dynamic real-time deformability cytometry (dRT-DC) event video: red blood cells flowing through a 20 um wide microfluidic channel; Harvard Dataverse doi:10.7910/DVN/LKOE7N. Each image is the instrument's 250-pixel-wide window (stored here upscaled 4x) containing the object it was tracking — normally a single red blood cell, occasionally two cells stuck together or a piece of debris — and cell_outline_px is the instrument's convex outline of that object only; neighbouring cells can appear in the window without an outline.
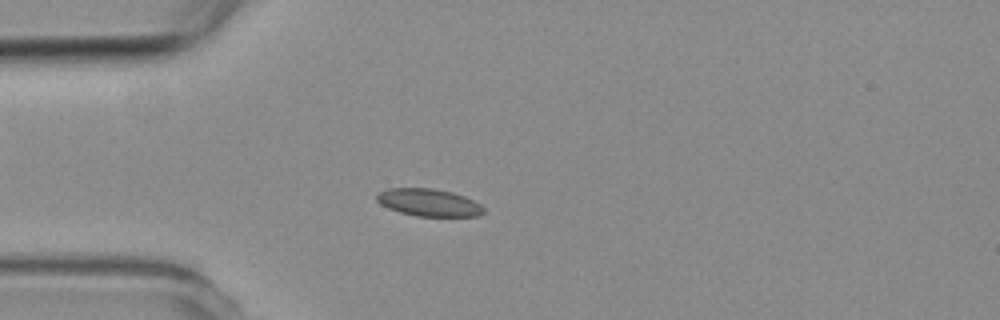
{"species": "common noctule bat (a hibernating species)", "species_latin": "Nyctalus noctula", "temperature_condition": "room temperature", "stored_images_in_passage": 6, "camera_frame_rate_fps": 3000, "um_per_image_px": 0.085, "animal": {"sex": "female", "body_mass_g": 19.3, "forearm_length_mm": 54.1}, "frame": {"image": 1, "passage_image": 5, "time_ms": 4.667, "image_size_px": [1000, 320], "cell_outline_px": [[484, 212], [476, 216], [416, 216], [400, 212], [388, 208], [380, 204], [376, 200], [376, 192], [388, 188], [432, 188], [452, 192], [464, 196], [480, 204], [484, 208]], "centroid_in_image_um": [36.4, 17.2], "position_along_channel_um": 48.6, "area_um2": 17.11}}